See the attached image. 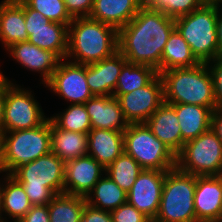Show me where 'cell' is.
<instances>
[{
  "instance_id": "8",
  "label": "cell",
  "mask_w": 222,
  "mask_h": 222,
  "mask_svg": "<svg viewBox=\"0 0 222 222\" xmlns=\"http://www.w3.org/2000/svg\"><path fill=\"white\" fill-rule=\"evenodd\" d=\"M1 66V65H0ZM0 77L5 79V104L3 111L2 130L11 132L32 129L42 125L49 115H45L40 102L35 99L31 88L16 84L1 72ZM15 81V82H14Z\"/></svg>"
},
{
  "instance_id": "35",
  "label": "cell",
  "mask_w": 222,
  "mask_h": 222,
  "mask_svg": "<svg viewBox=\"0 0 222 222\" xmlns=\"http://www.w3.org/2000/svg\"><path fill=\"white\" fill-rule=\"evenodd\" d=\"M110 214L113 222H152L128 202L111 211Z\"/></svg>"
},
{
  "instance_id": "29",
  "label": "cell",
  "mask_w": 222,
  "mask_h": 222,
  "mask_svg": "<svg viewBox=\"0 0 222 222\" xmlns=\"http://www.w3.org/2000/svg\"><path fill=\"white\" fill-rule=\"evenodd\" d=\"M86 200L84 196L57 194L48 204L50 222H81Z\"/></svg>"
},
{
  "instance_id": "45",
  "label": "cell",
  "mask_w": 222,
  "mask_h": 222,
  "mask_svg": "<svg viewBox=\"0 0 222 222\" xmlns=\"http://www.w3.org/2000/svg\"><path fill=\"white\" fill-rule=\"evenodd\" d=\"M207 3H219L222 4V0H205Z\"/></svg>"
},
{
  "instance_id": "13",
  "label": "cell",
  "mask_w": 222,
  "mask_h": 222,
  "mask_svg": "<svg viewBox=\"0 0 222 222\" xmlns=\"http://www.w3.org/2000/svg\"><path fill=\"white\" fill-rule=\"evenodd\" d=\"M117 99L129 124L145 123L164 103L162 79L158 74L148 85L122 94Z\"/></svg>"
},
{
  "instance_id": "23",
  "label": "cell",
  "mask_w": 222,
  "mask_h": 222,
  "mask_svg": "<svg viewBox=\"0 0 222 222\" xmlns=\"http://www.w3.org/2000/svg\"><path fill=\"white\" fill-rule=\"evenodd\" d=\"M124 131L91 129L87 154L107 168L124 152Z\"/></svg>"
},
{
  "instance_id": "18",
  "label": "cell",
  "mask_w": 222,
  "mask_h": 222,
  "mask_svg": "<svg viewBox=\"0 0 222 222\" xmlns=\"http://www.w3.org/2000/svg\"><path fill=\"white\" fill-rule=\"evenodd\" d=\"M127 63L117 51L111 57L86 65V82L93 96H113L122 67Z\"/></svg>"
},
{
  "instance_id": "16",
  "label": "cell",
  "mask_w": 222,
  "mask_h": 222,
  "mask_svg": "<svg viewBox=\"0 0 222 222\" xmlns=\"http://www.w3.org/2000/svg\"><path fill=\"white\" fill-rule=\"evenodd\" d=\"M105 174V168L90 155L65 162L64 193L86 197Z\"/></svg>"
},
{
  "instance_id": "33",
  "label": "cell",
  "mask_w": 222,
  "mask_h": 222,
  "mask_svg": "<svg viewBox=\"0 0 222 222\" xmlns=\"http://www.w3.org/2000/svg\"><path fill=\"white\" fill-rule=\"evenodd\" d=\"M206 3L205 0H143V5L153 10L161 11L172 18L190 14Z\"/></svg>"
},
{
  "instance_id": "26",
  "label": "cell",
  "mask_w": 222,
  "mask_h": 222,
  "mask_svg": "<svg viewBox=\"0 0 222 222\" xmlns=\"http://www.w3.org/2000/svg\"><path fill=\"white\" fill-rule=\"evenodd\" d=\"M51 152L64 162L87 155L88 133L59 129L51 121Z\"/></svg>"
},
{
  "instance_id": "40",
  "label": "cell",
  "mask_w": 222,
  "mask_h": 222,
  "mask_svg": "<svg viewBox=\"0 0 222 222\" xmlns=\"http://www.w3.org/2000/svg\"><path fill=\"white\" fill-rule=\"evenodd\" d=\"M211 129L216 133L218 139L222 142V108H216L211 116Z\"/></svg>"
},
{
  "instance_id": "27",
  "label": "cell",
  "mask_w": 222,
  "mask_h": 222,
  "mask_svg": "<svg viewBox=\"0 0 222 222\" xmlns=\"http://www.w3.org/2000/svg\"><path fill=\"white\" fill-rule=\"evenodd\" d=\"M85 200L94 208L111 212L127 202V193L105 173Z\"/></svg>"
},
{
  "instance_id": "10",
  "label": "cell",
  "mask_w": 222,
  "mask_h": 222,
  "mask_svg": "<svg viewBox=\"0 0 222 222\" xmlns=\"http://www.w3.org/2000/svg\"><path fill=\"white\" fill-rule=\"evenodd\" d=\"M176 167L195 176L222 174V142L210 128L186 142L176 155Z\"/></svg>"
},
{
  "instance_id": "9",
  "label": "cell",
  "mask_w": 222,
  "mask_h": 222,
  "mask_svg": "<svg viewBox=\"0 0 222 222\" xmlns=\"http://www.w3.org/2000/svg\"><path fill=\"white\" fill-rule=\"evenodd\" d=\"M124 152L143 169L169 171L176 167V155L145 123L129 124L124 130Z\"/></svg>"
},
{
  "instance_id": "32",
  "label": "cell",
  "mask_w": 222,
  "mask_h": 222,
  "mask_svg": "<svg viewBox=\"0 0 222 222\" xmlns=\"http://www.w3.org/2000/svg\"><path fill=\"white\" fill-rule=\"evenodd\" d=\"M59 112L49 117L59 129L79 133H88L91 130L90 119L84 104H70Z\"/></svg>"
},
{
  "instance_id": "1",
  "label": "cell",
  "mask_w": 222,
  "mask_h": 222,
  "mask_svg": "<svg viewBox=\"0 0 222 222\" xmlns=\"http://www.w3.org/2000/svg\"><path fill=\"white\" fill-rule=\"evenodd\" d=\"M174 29L175 18L143 5L118 31V51L127 62L153 67L159 74L162 53Z\"/></svg>"
},
{
  "instance_id": "37",
  "label": "cell",
  "mask_w": 222,
  "mask_h": 222,
  "mask_svg": "<svg viewBox=\"0 0 222 222\" xmlns=\"http://www.w3.org/2000/svg\"><path fill=\"white\" fill-rule=\"evenodd\" d=\"M94 0H64L67 12L72 18L89 17Z\"/></svg>"
},
{
  "instance_id": "43",
  "label": "cell",
  "mask_w": 222,
  "mask_h": 222,
  "mask_svg": "<svg viewBox=\"0 0 222 222\" xmlns=\"http://www.w3.org/2000/svg\"><path fill=\"white\" fill-rule=\"evenodd\" d=\"M3 136H4V131L2 130V128H0V166L3 154Z\"/></svg>"
},
{
  "instance_id": "11",
  "label": "cell",
  "mask_w": 222,
  "mask_h": 222,
  "mask_svg": "<svg viewBox=\"0 0 222 222\" xmlns=\"http://www.w3.org/2000/svg\"><path fill=\"white\" fill-rule=\"evenodd\" d=\"M66 104H85L93 94L86 82V65L64 59L43 85Z\"/></svg>"
},
{
  "instance_id": "39",
  "label": "cell",
  "mask_w": 222,
  "mask_h": 222,
  "mask_svg": "<svg viewBox=\"0 0 222 222\" xmlns=\"http://www.w3.org/2000/svg\"><path fill=\"white\" fill-rule=\"evenodd\" d=\"M18 222H50L48 205H32L31 209Z\"/></svg>"
},
{
  "instance_id": "17",
  "label": "cell",
  "mask_w": 222,
  "mask_h": 222,
  "mask_svg": "<svg viewBox=\"0 0 222 222\" xmlns=\"http://www.w3.org/2000/svg\"><path fill=\"white\" fill-rule=\"evenodd\" d=\"M194 209L198 222H222V179L196 176Z\"/></svg>"
},
{
  "instance_id": "44",
  "label": "cell",
  "mask_w": 222,
  "mask_h": 222,
  "mask_svg": "<svg viewBox=\"0 0 222 222\" xmlns=\"http://www.w3.org/2000/svg\"><path fill=\"white\" fill-rule=\"evenodd\" d=\"M2 173V175H1V179H0V188H1V183H2V180H3V175H6L7 173L0 167V174Z\"/></svg>"
},
{
  "instance_id": "15",
  "label": "cell",
  "mask_w": 222,
  "mask_h": 222,
  "mask_svg": "<svg viewBox=\"0 0 222 222\" xmlns=\"http://www.w3.org/2000/svg\"><path fill=\"white\" fill-rule=\"evenodd\" d=\"M5 51L22 68L40 74L39 81L43 85L64 60L57 52L41 49L29 41L12 44Z\"/></svg>"
},
{
  "instance_id": "38",
  "label": "cell",
  "mask_w": 222,
  "mask_h": 222,
  "mask_svg": "<svg viewBox=\"0 0 222 222\" xmlns=\"http://www.w3.org/2000/svg\"><path fill=\"white\" fill-rule=\"evenodd\" d=\"M81 222H113L110 212L85 204Z\"/></svg>"
},
{
  "instance_id": "7",
  "label": "cell",
  "mask_w": 222,
  "mask_h": 222,
  "mask_svg": "<svg viewBox=\"0 0 222 222\" xmlns=\"http://www.w3.org/2000/svg\"><path fill=\"white\" fill-rule=\"evenodd\" d=\"M51 120L25 130L4 132L1 168L11 174L17 167L51 152Z\"/></svg>"
},
{
  "instance_id": "21",
  "label": "cell",
  "mask_w": 222,
  "mask_h": 222,
  "mask_svg": "<svg viewBox=\"0 0 222 222\" xmlns=\"http://www.w3.org/2000/svg\"><path fill=\"white\" fill-rule=\"evenodd\" d=\"M151 132L177 155L182 150L178 117L171 104L164 102L145 122Z\"/></svg>"
},
{
  "instance_id": "42",
  "label": "cell",
  "mask_w": 222,
  "mask_h": 222,
  "mask_svg": "<svg viewBox=\"0 0 222 222\" xmlns=\"http://www.w3.org/2000/svg\"><path fill=\"white\" fill-rule=\"evenodd\" d=\"M4 104H5V79L0 77V128H2Z\"/></svg>"
},
{
  "instance_id": "3",
  "label": "cell",
  "mask_w": 222,
  "mask_h": 222,
  "mask_svg": "<svg viewBox=\"0 0 222 222\" xmlns=\"http://www.w3.org/2000/svg\"><path fill=\"white\" fill-rule=\"evenodd\" d=\"M163 82L164 102L217 108L214 82L207 63L194 67L173 68L159 73Z\"/></svg>"
},
{
  "instance_id": "6",
  "label": "cell",
  "mask_w": 222,
  "mask_h": 222,
  "mask_svg": "<svg viewBox=\"0 0 222 222\" xmlns=\"http://www.w3.org/2000/svg\"><path fill=\"white\" fill-rule=\"evenodd\" d=\"M196 176L174 167L166 172L158 213L152 222H198L194 209Z\"/></svg>"
},
{
  "instance_id": "5",
  "label": "cell",
  "mask_w": 222,
  "mask_h": 222,
  "mask_svg": "<svg viewBox=\"0 0 222 222\" xmlns=\"http://www.w3.org/2000/svg\"><path fill=\"white\" fill-rule=\"evenodd\" d=\"M218 3H206L190 14L175 18V28L202 63L218 58Z\"/></svg>"
},
{
  "instance_id": "12",
  "label": "cell",
  "mask_w": 222,
  "mask_h": 222,
  "mask_svg": "<svg viewBox=\"0 0 222 222\" xmlns=\"http://www.w3.org/2000/svg\"><path fill=\"white\" fill-rule=\"evenodd\" d=\"M28 41L41 49L57 52L63 59L68 51V26L50 21L23 1Z\"/></svg>"
},
{
  "instance_id": "36",
  "label": "cell",
  "mask_w": 222,
  "mask_h": 222,
  "mask_svg": "<svg viewBox=\"0 0 222 222\" xmlns=\"http://www.w3.org/2000/svg\"><path fill=\"white\" fill-rule=\"evenodd\" d=\"M207 64L213 77L217 107L222 108V58L218 57Z\"/></svg>"
},
{
  "instance_id": "25",
  "label": "cell",
  "mask_w": 222,
  "mask_h": 222,
  "mask_svg": "<svg viewBox=\"0 0 222 222\" xmlns=\"http://www.w3.org/2000/svg\"><path fill=\"white\" fill-rule=\"evenodd\" d=\"M178 117L183 145L211 128L212 110L193 104H171Z\"/></svg>"
},
{
  "instance_id": "19",
  "label": "cell",
  "mask_w": 222,
  "mask_h": 222,
  "mask_svg": "<svg viewBox=\"0 0 222 222\" xmlns=\"http://www.w3.org/2000/svg\"><path fill=\"white\" fill-rule=\"evenodd\" d=\"M84 105L91 129L124 131L129 126L118 99L113 96H93Z\"/></svg>"
},
{
  "instance_id": "28",
  "label": "cell",
  "mask_w": 222,
  "mask_h": 222,
  "mask_svg": "<svg viewBox=\"0 0 222 222\" xmlns=\"http://www.w3.org/2000/svg\"><path fill=\"white\" fill-rule=\"evenodd\" d=\"M201 62L192 53L188 43L175 28L169 36L161 57V72L173 69L194 67Z\"/></svg>"
},
{
  "instance_id": "20",
  "label": "cell",
  "mask_w": 222,
  "mask_h": 222,
  "mask_svg": "<svg viewBox=\"0 0 222 222\" xmlns=\"http://www.w3.org/2000/svg\"><path fill=\"white\" fill-rule=\"evenodd\" d=\"M143 6V0H94L89 17L116 30L127 25Z\"/></svg>"
},
{
  "instance_id": "24",
  "label": "cell",
  "mask_w": 222,
  "mask_h": 222,
  "mask_svg": "<svg viewBox=\"0 0 222 222\" xmlns=\"http://www.w3.org/2000/svg\"><path fill=\"white\" fill-rule=\"evenodd\" d=\"M0 204L3 222L20 221L32 207L22 184L10 174L3 177Z\"/></svg>"
},
{
  "instance_id": "30",
  "label": "cell",
  "mask_w": 222,
  "mask_h": 222,
  "mask_svg": "<svg viewBox=\"0 0 222 222\" xmlns=\"http://www.w3.org/2000/svg\"><path fill=\"white\" fill-rule=\"evenodd\" d=\"M157 75L158 72L153 67L127 62L122 67L113 97L118 98L122 94L144 87Z\"/></svg>"
},
{
  "instance_id": "31",
  "label": "cell",
  "mask_w": 222,
  "mask_h": 222,
  "mask_svg": "<svg viewBox=\"0 0 222 222\" xmlns=\"http://www.w3.org/2000/svg\"><path fill=\"white\" fill-rule=\"evenodd\" d=\"M142 170L143 168L133 157L123 152L105 168V173L128 193Z\"/></svg>"
},
{
  "instance_id": "22",
  "label": "cell",
  "mask_w": 222,
  "mask_h": 222,
  "mask_svg": "<svg viewBox=\"0 0 222 222\" xmlns=\"http://www.w3.org/2000/svg\"><path fill=\"white\" fill-rule=\"evenodd\" d=\"M23 0H1L0 2V41L3 49L12 44L28 41Z\"/></svg>"
},
{
  "instance_id": "2",
  "label": "cell",
  "mask_w": 222,
  "mask_h": 222,
  "mask_svg": "<svg viewBox=\"0 0 222 222\" xmlns=\"http://www.w3.org/2000/svg\"><path fill=\"white\" fill-rule=\"evenodd\" d=\"M118 51V30L90 17L73 18L68 26L66 60L90 65Z\"/></svg>"
},
{
  "instance_id": "34",
  "label": "cell",
  "mask_w": 222,
  "mask_h": 222,
  "mask_svg": "<svg viewBox=\"0 0 222 222\" xmlns=\"http://www.w3.org/2000/svg\"><path fill=\"white\" fill-rule=\"evenodd\" d=\"M30 8L50 21L69 26L73 18L66 10L64 0H23Z\"/></svg>"
},
{
  "instance_id": "4",
  "label": "cell",
  "mask_w": 222,
  "mask_h": 222,
  "mask_svg": "<svg viewBox=\"0 0 222 222\" xmlns=\"http://www.w3.org/2000/svg\"><path fill=\"white\" fill-rule=\"evenodd\" d=\"M65 162L50 152L17 167L10 175L22 184L32 205H48L64 193Z\"/></svg>"
},
{
  "instance_id": "46",
  "label": "cell",
  "mask_w": 222,
  "mask_h": 222,
  "mask_svg": "<svg viewBox=\"0 0 222 222\" xmlns=\"http://www.w3.org/2000/svg\"><path fill=\"white\" fill-rule=\"evenodd\" d=\"M0 222H3L2 214H1V204H0Z\"/></svg>"
},
{
  "instance_id": "41",
  "label": "cell",
  "mask_w": 222,
  "mask_h": 222,
  "mask_svg": "<svg viewBox=\"0 0 222 222\" xmlns=\"http://www.w3.org/2000/svg\"><path fill=\"white\" fill-rule=\"evenodd\" d=\"M218 57L222 58V4L218 3L217 17Z\"/></svg>"
},
{
  "instance_id": "14",
  "label": "cell",
  "mask_w": 222,
  "mask_h": 222,
  "mask_svg": "<svg viewBox=\"0 0 222 222\" xmlns=\"http://www.w3.org/2000/svg\"><path fill=\"white\" fill-rule=\"evenodd\" d=\"M166 172L143 169L127 193V202L151 221L159 210Z\"/></svg>"
}]
</instances>
